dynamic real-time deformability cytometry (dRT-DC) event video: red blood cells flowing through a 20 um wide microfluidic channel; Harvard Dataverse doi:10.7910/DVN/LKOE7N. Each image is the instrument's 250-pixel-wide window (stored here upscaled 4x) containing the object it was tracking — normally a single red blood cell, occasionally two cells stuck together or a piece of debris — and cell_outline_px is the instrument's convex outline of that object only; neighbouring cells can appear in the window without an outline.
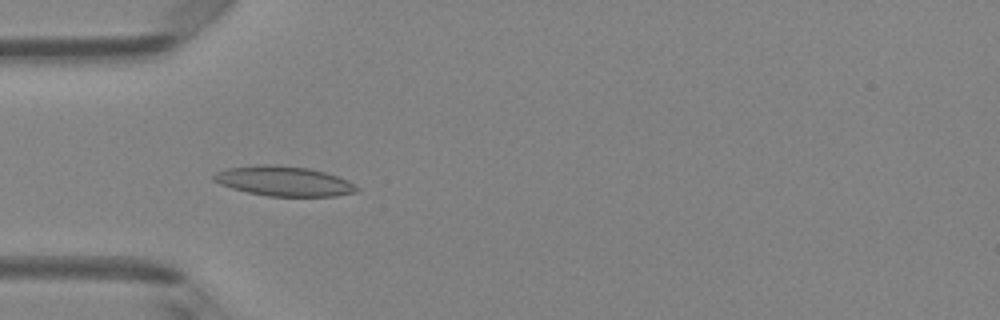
{"species": "Egyptian fruit bat (a non-hibernating species)", "species_latin": "Rousettus aegyptiacus", "temperature_condition": "room temperature", "stored_images_in_passage": 5, "camera_frame_rate_fps": 3000, "um_per_image_px": 0.085, "animal": {"sex": "female"}, "frame": {"image": 1, "passage_image": 4, "time_ms": 4.333, "image_size_px": [1000, 320], "cell_outline_px": [[360, 188], [356, 192], [336, 196], [268, 196], [248, 192], [232, 188], [220, 184], [212, 180], [212, 176], [216, 172], [228, 168], [260, 164], [268, 164], [308, 168], [324, 172], [348, 180]], "centroid_in_image_um": [24.12, 15.4], "position_along_channel_um": 60.9, "area_um2": 24.74}}
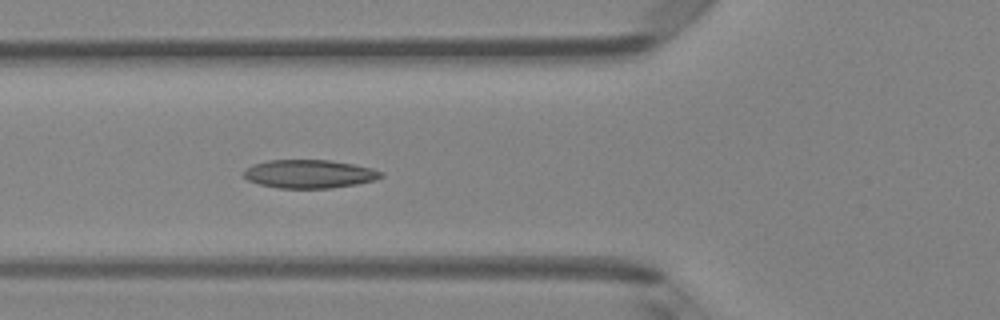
{"frame": {"image": 2, "passage_image": 5, "time_ms": 5.333, "image_size_px": [1000, 320], "cell_outline_px": [[384, 176], [376, 180], [356, 184], [332, 188], [276, 188], [260, 184], [248, 180], [244, 176], [244, 168], [252, 164], [268, 160], [328, 160], [352, 164], [372, 168], [384, 172]], "centroid_in_image_um": [26.29, 14.78], "position_along_channel_um": 99.5, "area_um2": 22.83}}